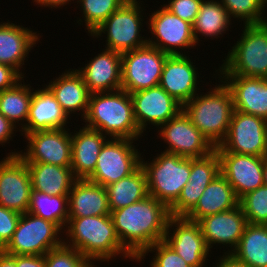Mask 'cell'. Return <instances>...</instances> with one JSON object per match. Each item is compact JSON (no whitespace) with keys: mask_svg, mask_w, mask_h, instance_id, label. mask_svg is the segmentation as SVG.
<instances>
[{"mask_svg":"<svg viewBox=\"0 0 267 267\" xmlns=\"http://www.w3.org/2000/svg\"><path fill=\"white\" fill-rule=\"evenodd\" d=\"M122 246L137 259L148 247L164 240L169 208L153 196L110 212Z\"/></svg>","mask_w":267,"mask_h":267,"instance_id":"cell-1","label":"cell"},{"mask_svg":"<svg viewBox=\"0 0 267 267\" xmlns=\"http://www.w3.org/2000/svg\"><path fill=\"white\" fill-rule=\"evenodd\" d=\"M64 233V244L93 263L109 262L117 257L136 260L119 241L110 215L68 218Z\"/></svg>","mask_w":267,"mask_h":267,"instance_id":"cell-2","label":"cell"},{"mask_svg":"<svg viewBox=\"0 0 267 267\" xmlns=\"http://www.w3.org/2000/svg\"><path fill=\"white\" fill-rule=\"evenodd\" d=\"M83 122L108 138L139 141L144 135L135 120L131 96L123 89L91 93Z\"/></svg>","mask_w":267,"mask_h":267,"instance_id":"cell-3","label":"cell"},{"mask_svg":"<svg viewBox=\"0 0 267 267\" xmlns=\"http://www.w3.org/2000/svg\"><path fill=\"white\" fill-rule=\"evenodd\" d=\"M208 92L196 94L182 106L194 126L217 147L224 140L234 112L231 91L221 79H218Z\"/></svg>","mask_w":267,"mask_h":267,"instance_id":"cell-4","label":"cell"},{"mask_svg":"<svg viewBox=\"0 0 267 267\" xmlns=\"http://www.w3.org/2000/svg\"><path fill=\"white\" fill-rule=\"evenodd\" d=\"M242 26L240 38L212 77L217 74L267 78V28L262 23Z\"/></svg>","mask_w":267,"mask_h":267,"instance_id":"cell-5","label":"cell"},{"mask_svg":"<svg viewBox=\"0 0 267 267\" xmlns=\"http://www.w3.org/2000/svg\"><path fill=\"white\" fill-rule=\"evenodd\" d=\"M141 167L146 175L148 195L170 208L189 182L191 158L162 151L151 161L141 156Z\"/></svg>","mask_w":267,"mask_h":267,"instance_id":"cell-6","label":"cell"},{"mask_svg":"<svg viewBox=\"0 0 267 267\" xmlns=\"http://www.w3.org/2000/svg\"><path fill=\"white\" fill-rule=\"evenodd\" d=\"M143 0H127L118 10L112 13L99 27L90 35L92 38L105 40V48L118 53H125L147 45V38L142 36L141 31L145 29ZM144 21V23H143ZM143 26V27H142ZM142 29V30H141Z\"/></svg>","mask_w":267,"mask_h":267,"instance_id":"cell-7","label":"cell"},{"mask_svg":"<svg viewBox=\"0 0 267 267\" xmlns=\"http://www.w3.org/2000/svg\"><path fill=\"white\" fill-rule=\"evenodd\" d=\"M63 235L64 231L57 224L26 212L21 214L3 252L8 255H45L64 243Z\"/></svg>","mask_w":267,"mask_h":267,"instance_id":"cell-8","label":"cell"},{"mask_svg":"<svg viewBox=\"0 0 267 267\" xmlns=\"http://www.w3.org/2000/svg\"><path fill=\"white\" fill-rule=\"evenodd\" d=\"M134 141L137 140L110 138L103 145L93 174L87 180L106 187L134 173L141 166L142 155Z\"/></svg>","mask_w":267,"mask_h":267,"instance_id":"cell-9","label":"cell"},{"mask_svg":"<svg viewBox=\"0 0 267 267\" xmlns=\"http://www.w3.org/2000/svg\"><path fill=\"white\" fill-rule=\"evenodd\" d=\"M148 16L147 28L152 34L147 38L148 45L168 55H186V49L197 47L192 24L172 14L163 5Z\"/></svg>","mask_w":267,"mask_h":267,"instance_id":"cell-10","label":"cell"},{"mask_svg":"<svg viewBox=\"0 0 267 267\" xmlns=\"http://www.w3.org/2000/svg\"><path fill=\"white\" fill-rule=\"evenodd\" d=\"M169 55L146 45L121 54V85L129 94L159 85Z\"/></svg>","mask_w":267,"mask_h":267,"instance_id":"cell-11","label":"cell"},{"mask_svg":"<svg viewBox=\"0 0 267 267\" xmlns=\"http://www.w3.org/2000/svg\"><path fill=\"white\" fill-rule=\"evenodd\" d=\"M71 130L50 129L21 133L26 138V149H16L6 156H20L26 163H47L61 167L71 166Z\"/></svg>","mask_w":267,"mask_h":267,"instance_id":"cell-12","label":"cell"},{"mask_svg":"<svg viewBox=\"0 0 267 267\" xmlns=\"http://www.w3.org/2000/svg\"><path fill=\"white\" fill-rule=\"evenodd\" d=\"M215 150L266 157L267 121L252 114L234 110L227 135Z\"/></svg>","mask_w":267,"mask_h":267,"instance_id":"cell-13","label":"cell"},{"mask_svg":"<svg viewBox=\"0 0 267 267\" xmlns=\"http://www.w3.org/2000/svg\"><path fill=\"white\" fill-rule=\"evenodd\" d=\"M163 143L164 152L185 158H200L215 150L208 139L194 126L190 118L181 110L167 123L157 129Z\"/></svg>","mask_w":267,"mask_h":267,"instance_id":"cell-14","label":"cell"},{"mask_svg":"<svg viewBox=\"0 0 267 267\" xmlns=\"http://www.w3.org/2000/svg\"><path fill=\"white\" fill-rule=\"evenodd\" d=\"M32 191L26 162L18 156H5L0 161V206L26 213Z\"/></svg>","mask_w":267,"mask_h":267,"instance_id":"cell-15","label":"cell"},{"mask_svg":"<svg viewBox=\"0 0 267 267\" xmlns=\"http://www.w3.org/2000/svg\"><path fill=\"white\" fill-rule=\"evenodd\" d=\"M164 241L191 267L206 266L208 257L212 254L199 223L185 217L169 218Z\"/></svg>","mask_w":267,"mask_h":267,"instance_id":"cell-16","label":"cell"},{"mask_svg":"<svg viewBox=\"0 0 267 267\" xmlns=\"http://www.w3.org/2000/svg\"><path fill=\"white\" fill-rule=\"evenodd\" d=\"M135 120L139 130L145 134L150 124L158 128L175 117L181 110L172 96L167 94L159 85L130 93Z\"/></svg>","mask_w":267,"mask_h":267,"instance_id":"cell-17","label":"cell"},{"mask_svg":"<svg viewBox=\"0 0 267 267\" xmlns=\"http://www.w3.org/2000/svg\"><path fill=\"white\" fill-rule=\"evenodd\" d=\"M189 56L188 53L169 55L159 82V86L182 106L198 94L199 90L201 91L199 82H203L199 76L202 71H198V67Z\"/></svg>","mask_w":267,"mask_h":267,"instance_id":"cell-18","label":"cell"},{"mask_svg":"<svg viewBox=\"0 0 267 267\" xmlns=\"http://www.w3.org/2000/svg\"><path fill=\"white\" fill-rule=\"evenodd\" d=\"M217 154L220 159V173L233 187L238 199L264 185V157L233 152Z\"/></svg>","mask_w":267,"mask_h":267,"instance_id":"cell-19","label":"cell"},{"mask_svg":"<svg viewBox=\"0 0 267 267\" xmlns=\"http://www.w3.org/2000/svg\"><path fill=\"white\" fill-rule=\"evenodd\" d=\"M198 223L208 249L215 245L225 246L228 250L223 249L224 254H231L236 249L247 225L240 205L225 212L209 215Z\"/></svg>","mask_w":267,"mask_h":267,"instance_id":"cell-20","label":"cell"},{"mask_svg":"<svg viewBox=\"0 0 267 267\" xmlns=\"http://www.w3.org/2000/svg\"><path fill=\"white\" fill-rule=\"evenodd\" d=\"M83 78L90 93L111 92L122 89L121 53L102 49L85 67L75 69Z\"/></svg>","mask_w":267,"mask_h":267,"instance_id":"cell-21","label":"cell"},{"mask_svg":"<svg viewBox=\"0 0 267 267\" xmlns=\"http://www.w3.org/2000/svg\"><path fill=\"white\" fill-rule=\"evenodd\" d=\"M42 34L31 28L16 25L9 20L0 23V63L9 65L15 69L23 78L22 66L29 58V52L40 42ZM27 57V58H26ZM26 60V61H25ZM22 68V69H21Z\"/></svg>","mask_w":267,"mask_h":267,"instance_id":"cell-22","label":"cell"},{"mask_svg":"<svg viewBox=\"0 0 267 267\" xmlns=\"http://www.w3.org/2000/svg\"><path fill=\"white\" fill-rule=\"evenodd\" d=\"M231 91L234 110L252 114L267 121V78L215 76Z\"/></svg>","mask_w":267,"mask_h":267,"instance_id":"cell-23","label":"cell"},{"mask_svg":"<svg viewBox=\"0 0 267 267\" xmlns=\"http://www.w3.org/2000/svg\"><path fill=\"white\" fill-rule=\"evenodd\" d=\"M109 139L99 130L85 125L71 132L70 168L76 179H88L93 174L99 153Z\"/></svg>","mask_w":267,"mask_h":267,"instance_id":"cell-24","label":"cell"},{"mask_svg":"<svg viewBox=\"0 0 267 267\" xmlns=\"http://www.w3.org/2000/svg\"><path fill=\"white\" fill-rule=\"evenodd\" d=\"M35 90V91H34ZM71 119L64 112L51 91L44 85L34 89L29 106V115L21 133L67 128ZM69 121V122H68Z\"/></svg>","mask_w":267,"mask_h":267,"instance_id":"cell-25","label":"cell"},{"mask_svg":"<svg viewBox=\"0 0 267 267\" xmlns=\"http://www.w3.org/2000/svg\"><path fill=\"white\" fill-rule=\"evenodd\" d=\"M47 84H45L46 87L54 95L67 116L71 119V116H75L73 114L80 111L77 115H81L82 121L86 116L91 94L82 76L73 68L66 69Z\"/></svg>","mask_w":267,"mask_h":267,"instance_id":"cell-26","label":"cell"},{"mask_svg":"<svg viewBox=\"0 0 267 267\" xmlns=\"http://www.w3.org/2000/svg\"><path fill=\"white\" fill-rule=\"evenodd\" d=\"M106 187L77 179L68 195V218L110 215Z\"/></svg>","mask_w":267,"mask_h":267,"instance_id":"cell-27","label":"cell"},{"mask_svg":"<svg viewBox=\"0 0 267 267\" xmlns=\"http://www.w3.org/2000/svg\"><path fill=\"white\" fill-rule=\"evenodd\" d=\"M239 205L233 187L220 173L206 187L196 206L185 216L199 222L202 218L231 210Z\"/></svg>","mask_w":267,"mask_h":267,"instance_id":"cell-28","label":"cell"},{"mask_svg":"<svg viewBox=\"0 0 267 267\" xmlns=\"http://www.w3.org/2000/svg\"><path fill=\"white\" fill-rule=\"evenodd\" d=\"M30 172L32 190L49 195H69L77 180L70 167L47 163H26Z\"/></svg>","mask_w":267,"mask_h":267,"instance_id":"cell-29","label":"cell"},{"mask_svg":"<svg viewBox=\"0 0 267 267\" xmlns=\"http://www.w3.org/2000/svg\"><path fill=\"white\" fill-rule=\"evenodd\" d=\"M232 24V19L219 0H203L199 13L192 24L196 44L200 46L198 44L199 41H202L200 36H205L206 39L211 37V40L218 39L220 36L222 38Z\"/></svg>","mask_w":267,"mask_h":267,"instance_id":"cell-30","label":"cell"},{"mask_svg":"<svg viewBox=\"0 0 267 267\" xmlns=\"http://www.w3.org/2000/svg\"><path fill=\"white\" fill-rule=\"evenodd\" d=\"M231 255L248 267H267V224L247 223Z\"/></svg>","mask_w":267,"mask_h":267,"instance_id":"cell-31","label":"cell"},{"mask_svg":"<svg viewBox=\"0 0 267 267\" xmlns=\"http://www.w3.org/2000/svg\"><path fill=\"white\" fill-rule=\"evenodd\" d=\"M110 210L124 208L148 196L146 175L140 166L131 175L106 186Z\"/></svg>","mask_w":267,"mask_h":267,"instance_id":"cell-32","label":"cell"},{"mask_svg":"<svg viewBox=\"0 0 267 267\" xmlns=\"http://www.w3.org/2000/svg\"><path fill=\"white\" fill-rule=\"evenodd\" d=\"M23 81L24 78L17 82L12 88L0 92V113L13 125L16 127L19 126V131H21L27 123L29 106L33 95L31 84H26Z\"/></svg>","mask_w":267,"mask_h":267,"instance_id":"cell-33","label":"cell"},{"mask_svg":"<svg viewBox=\"0 0 267 267\" xmlns=\"http://www.w3.org/2000/svg\"><path fill=\"white\" fill-rule=\"evenodd\" d=\"M27 212L57 224L64 231L68 223V195L32 190Z\"/></svg>","mask_w":267,"mask_h":267,"instance_id":"cell-34","label":"cell"},{"mask_svg":"<svg viewBox=\"0 0 267 267\" xmlns=\"http://www.w3.org/2000/svg\"><path fill=\"white\" fill-rule=\"evenodd\" d=\"M127 0H77L88 36ZM80 6V7H79Z\"/></svg>","mask_w":267,"mask_h":267,"instance_id":"cell-35","label":"cell"},{"mask_svg":"<svg viewBox=\"0 0 267 267\" xmlns=\"http://www.w3.org/2000/svg\"><path fill=\"white\" fill-rule=\"evenodd\" d=\"M232 20L243 24L263 22L265 7L262 0H219Z\"/></svg>","mask_w":267,"mask_h":267,"instance_id":"cell-36","label":"cell"},{"mask_svg":"<svg viewBox=\"0 0 267 267\" xmlns=\"http://www.w3.org/2000/svg\"><path fill=\"white\" fill-rule=\"evenodd\" d=\"M220 174V159L214 150L207 156L191 158V172L188 184L197 187H207Z\"/></svg>","mask_w":267,"mask_h":267,"instance_id":"cell-37","label":"cell"},{"mask_svg":"<svg viewBox=\"0 0 267 267\" xmlns=\"http://www.w3.org/2000/svg\"><path fill=\"white\" fill-rule=\"evenodd\" d=\"M247 223L267 224V186L263 185L239 199Z\"/></svg>","mask_w":267,"mask_h":267,"instance_id":"cell-38","label":"cell"},{"mask_svg":"<svg viewBox=\"0 0 267 267\" xmlns=\"http://www.w3.org/2000/svg\"><path fill=\"white\" fill-rule=\"evenodd\" d=\"M46 267H97L75 248L62 244L44 255Z\"/></svg>","mask_w":267,"mask_h":267,"instance_id":"cell-39","label":"cell"},{"mask_svg":"<svg viewBox=\"0 0 267 267\" xmlns=\"http://www.w3.org/2000/svg\"><path fill=\"white\" fill-rule=\"evenodd\" d=\"M148 253H153L154 255L150 262V267H191L164 240L148 247L135 261L140 262L144 260Z\"/></svg>","mask_w":267,"mask_h":267,"instance_id":"cell-40","label":"cell"},{"mask_svg":"<svg viewBox=\"0 0 267 267\" xmlns=\"http://www.w3.org/2000/svg\"><path fill=\"white\" fill-rule=\"evenodd\" d=\"M206 187H197L186 184L178 200L169 208L173 217H185L198 203Z\"/></svg>","mask_w":267,"mask_h":267,"instance_id":"cell-41","label":"cell"},{"mask_svg":"<svg viewBox=\"0 0 267 267\" xmlns=\"http://www.w3.org/2000/svg\"><path fill=\"white\" fill-rule=\"evenodd\" d=\"M203 0H168L163 6L182 20L193 24Z\"/></svg>","mask_w":267,"mask_h":267,"instance_id":"cell-42","label":"cell"},{"mask_svg":"<svg viewBox=\"0 0 267 267\" xmlns=\"http://www.w3.org/2000/svg\"><path fill=\"white\" fill-rule=\"evenodd\" d=\"M21 213L0 206V252H3L11 240Z\"/></svg>","mask_w":267,"mask_h":267,"instance_id":"cell-43","label":"cell"},{"mask_svg":"<svg viewBox=\"0 0 267 267\" xmlns=\"http://www.w3.org/2000/svg\"><path fill=\"white\" fill-rule=\"evenodd\" d=\"M22 78L11 66L0 63V92L12 88Z\"/></svg>","mask_w":267,"mask_h":267,"instance_id":"cell-44","label":"cell"},{"mask_svg":"<svg viewBox=\"0 0 267 267\" xmlns=\"http://www.w3.org/2000/svg\"><path fill=\"white\" fill-rule=\"evenodd\" d=\"M19 128H17L15 125H13L7 118H5L0 113V145L2 147L7 143H10V141H13V136H16L15 133ZM15 132V133H14ZM15 134V135H13Z\"/></svg>","mask_w":267,"mask_h":267,"instance_id":"cell-45","label":"cell"},{"mask_svg":"<svg viewBox=\"0 0 267 267\" xmlns=\"http://www.w3.org/2000/svg\"><path fill=\"white\" fill-rule=\"evenodd\" d=\"M16 267H46L44 255H10Z\"/></svg>","mask_w":267,"mask_h":267,"instance_id":"cell-46","label":"cell"},{"mask_svg":"<svg viewBox=\"0 0 267 267\" xmlns=\"http://www.w3.org/2000/svg\"><path fill=\"white\" fill-rule=\"evenodd\" d=\"M215 260L216 264L213 263L214 265L212 267H248L244 263L239 262L236 260L231 254H223L218 256Z\"/></svg>","mask_w":267,"mask_h":267,"instance_id":"cell-47","label":"cell"},{"mask_svg":"<svg viewBox=\"0 0 267 267\" xmlns=\"http://www.w3.org/2000/svg\"><path fill=\"white\" fill-rule=\"evenodd\" d=\"M74 1V0H72ZM71 0H33V3L36 4V5H39L38 7H44V8H61V6H66V4H72V3H69V2H72ZM77 1V0H76Z\"/></svg>","mask_w":267,"mask_h":267,"instance_id":"cell-48","label":"cell"},{"mask_svg":"<svg viewBox=\"0 0 267 267\" xmlns=\"http://www.w3.org/2000/svg\"><path fill=\"white\" fill-rule=\"evenodd\" d=\"M0 267H16V261L10 255L0 252Z\"/></svg>","mask_w":267,"mask_h":267,"instance_id":"cell-49","label":"cell"},{"mask_svg":"<svg viewBox=\"0 0 267 267\" xmlns=\"http://www.w3.org/2000/svg\"><path fill=\"white\" fill-rule=\"evenodd\" d=\"M263 183L267 186V156L264 157V164H263Z\"/></svg>","mask_w":267,"mask_h":267,"instance_id":"cell-50","label":"cell"},{"mask_svg":"<svg viewBox=\"0 0 267 267\" xmlns=\"http://www.w3.org/2000/svg\"><path fill=\"white\" fill-rule=\"evenodd\" d=\"M267 9V8H266ZM266 9H265V15H264V19H263V22H262V24H264L265 25V27L267 28V15H266Z\"/></svg>","mask_w":267,"mask_h":267,"instance_id":"cell-51","label":"cell"},{"mask_svg":"<svg viewBox=\"0 0 267 267\" xmlns=\"http://www.w3.org/2000/svg\"><path fill=\"white\" fill-rule=\"evenodd\" d=\"M263 1V4H264V7L266 8L267 7V0H262Z\"/></svg>","mask_w":267,"mask_h":267,"instance_id":"cell-52","label":"cell"}]
</instances>
